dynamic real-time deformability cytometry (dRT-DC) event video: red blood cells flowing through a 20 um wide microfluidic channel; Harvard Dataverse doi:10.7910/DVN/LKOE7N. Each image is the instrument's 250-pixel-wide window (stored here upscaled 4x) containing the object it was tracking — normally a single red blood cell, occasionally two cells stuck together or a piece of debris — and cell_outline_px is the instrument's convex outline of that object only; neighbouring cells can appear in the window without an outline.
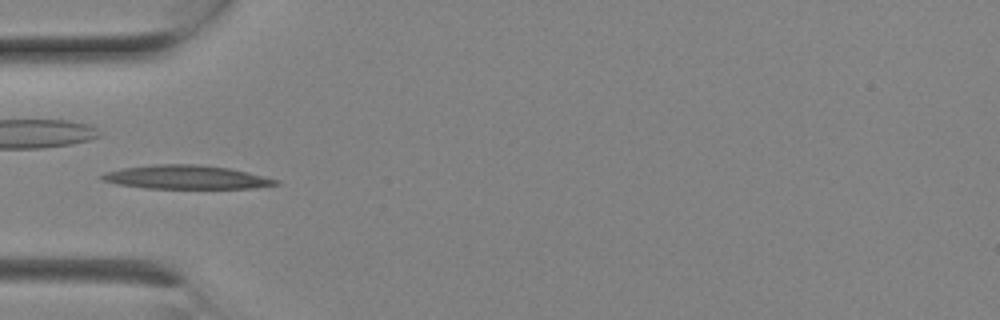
{"species": "Egyptian fruit bat (a non-hibernating species)", "species_latin": "Rousettus aegyptiacus", "temperature_condition": "room temperature", "stored_images_in_passage": 8, "camera_frame_rate_fps": 3000, "um_per_image_px": 0.085, "animal": {"sex": "female"}, "frame": {"image": 1, "passage_image": 6, "time_ms": 1.667, "image_size_px": [1000, 320], "cell_outline_px": [[280, 184], [252, 188], [144, 188], [116, 184], [100, 180], [100, 176], [104, 172], [120, 168], [152, 164], [196, 164], [232, 168], [280, 180]], "centroid_in_image_um": [15.79, 15.05], "position_along_channel_um": 69.2, "area_um2": 24.28}}